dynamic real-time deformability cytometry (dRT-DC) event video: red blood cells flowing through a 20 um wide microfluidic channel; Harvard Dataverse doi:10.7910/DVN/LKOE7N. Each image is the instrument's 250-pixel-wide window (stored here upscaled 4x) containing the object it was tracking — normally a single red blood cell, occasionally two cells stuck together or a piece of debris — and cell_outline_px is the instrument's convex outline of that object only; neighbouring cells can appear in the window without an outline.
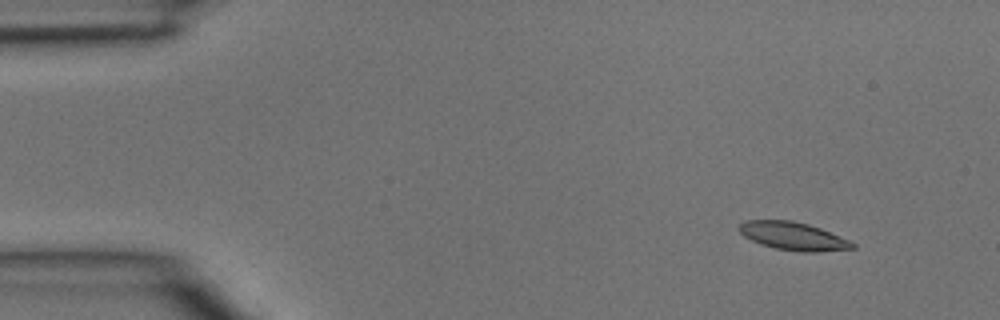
{"species": "common noctule bat (a hibernating species)", "species_latin": "Nyctalus noctula", "temperature_condition": "room temperature", "stored_images_in_passage": 4, "camera_frame_rate_fps": 3000, "um_per_image_px": 0.085, "animal": {"sex": "male", "body_mass_g": 15.6}, "frame": {"image": 1, "passage_image": 1, "time_ms": 0.0, "image_size_px": [1000, 320], "cell_outline_px": [[856, 248], [816, 252], [800, 252], [776, 248], [760, 244], [744, 236], [736, 228], [744, 220], [792, 220], [808, 224], [820, 228], [848, 240], [856, 244]], "centroid_in_image_um": [67.39, 20.06], "position_along_channel_um": 17.6, "area_um2": 18.5}}